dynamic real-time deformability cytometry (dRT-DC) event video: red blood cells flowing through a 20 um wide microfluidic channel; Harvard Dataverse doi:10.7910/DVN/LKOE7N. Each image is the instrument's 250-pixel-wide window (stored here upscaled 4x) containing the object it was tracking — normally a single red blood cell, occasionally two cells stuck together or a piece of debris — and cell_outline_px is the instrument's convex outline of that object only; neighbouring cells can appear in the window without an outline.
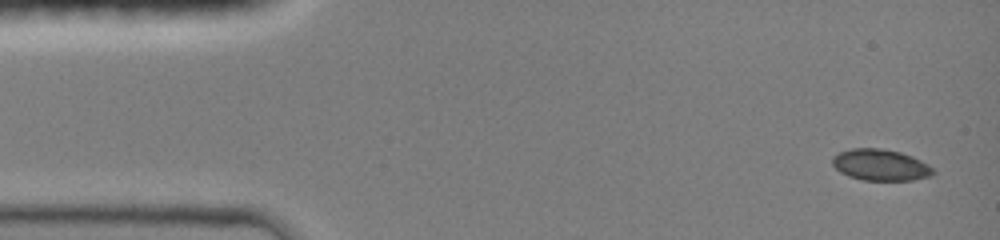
{"species": "common noctule bat (a hibernating species)", "species_latin": "Nyctalus noctula", "temperature_condition": "room temperature", "stored_images_in_passage": 5, "camera_frame_rate_fps": 3000, "um_per_image_px": 0.085, "animal": {"sex": "female", "body_mass_g": 19.0, "forearm_length_mm": 51.5}, "frame": {"image": 1, "passage_image": 1, "time_ms": 0.0, "image_size_px": [1000, 240], "cell_outline_px": [[932, 172], [928, 176], [912, 180], [864, 180], [848, 176], [840, 172], [832, 164], [832, 156], [840, 152], [852, 148], [876, 148], [900, 152], [912, 156], [928, 164], [932, 168]], "centroid_in_image_um": [74.79, 14.01], "position_along_channel_um": 10.2, "area_um2": 18.15}}
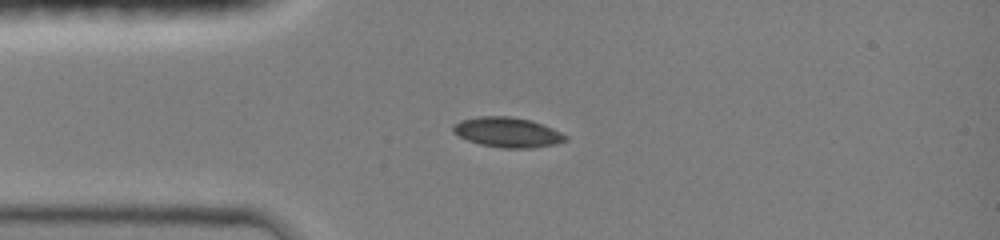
{"frame": {"image": 2, "passage_image": 4, "time_ms": 3.0, "image_size_px": [1000, 240], "cell_outline_px": [[568, 140], [556, 144], [532, 148], [504, 148], [480, 144], [468, 140], [452, 132], [452, 124], [460, 120], [480, 116], [508, 116], [528, 120], [552, 128], [568, 136]], "centroid_in_image_um": [43.12, 11.25], "position_along_channel_um": 41.9, "area_um2": 19.54}}